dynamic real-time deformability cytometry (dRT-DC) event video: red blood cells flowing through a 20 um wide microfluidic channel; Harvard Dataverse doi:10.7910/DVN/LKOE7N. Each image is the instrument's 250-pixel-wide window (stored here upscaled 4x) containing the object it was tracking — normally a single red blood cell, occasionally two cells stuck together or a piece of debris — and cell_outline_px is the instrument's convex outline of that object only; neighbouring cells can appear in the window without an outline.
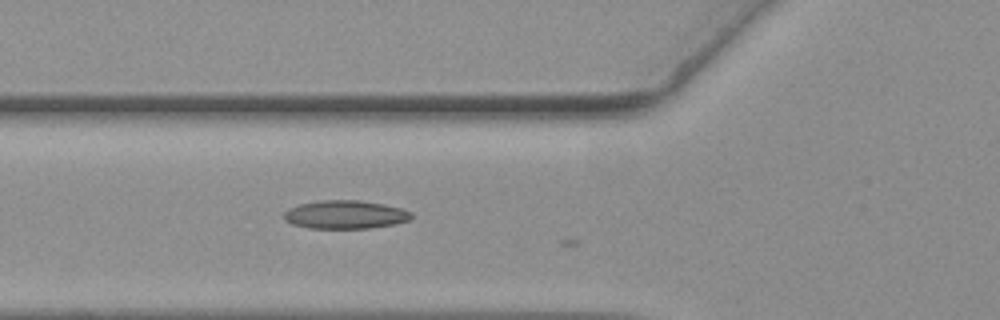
{"species": "common noctule bat (a hibernating species)", "species_latin": "Nyctalus noctula", "temperature_condition": "warm", "stored_images_in_passage": 6, "camera_frame_rate_fps": 3000, "um_per_image_px": 0.085, "animal": {"sex": "female", "body_mass_g": 19.3, "forearm_length_mm": 54.1}, "frame": {"image": 1, "passage_image": 5, "time_ms": 1.333, "image_size_px": [1000, 320], "cell_outline_px": [[412, 216], [408, 220], [396, 224], [368, 228], [308, 228], [292, 224], [284, 220], [284, 212], [288, 208], [300, 204], [320, 200], [360, 200], [384, 204], [400, 208], [412, 212]], "centroid_in_image_um": [29.33, 18.24], "position_along_channel_um": 96.5, "area_um2": 21.1}}